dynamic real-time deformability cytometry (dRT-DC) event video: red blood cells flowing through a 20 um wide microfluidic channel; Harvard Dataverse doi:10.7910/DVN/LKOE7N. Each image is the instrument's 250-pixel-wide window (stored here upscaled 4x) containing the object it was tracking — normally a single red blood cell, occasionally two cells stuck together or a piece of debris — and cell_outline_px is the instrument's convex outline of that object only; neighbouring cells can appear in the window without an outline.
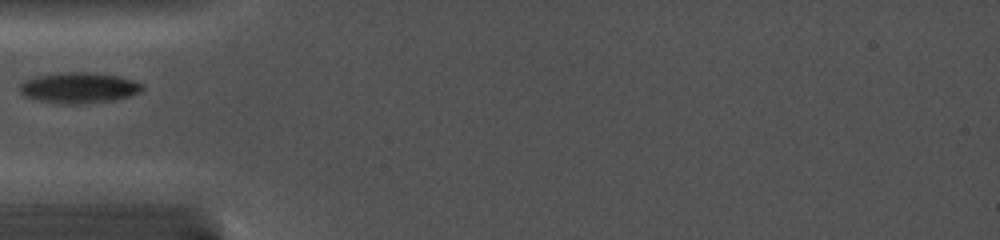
{"species": "common noctule bat (a hibernating species)", "species_latin": "Nyctalus noctula", "temperature_condition": "cold", "stored_images_in_passage": 2, "camera_frame_rate_fps": 5000, "um_per_image_px": 0.085, "animal": {"sex": "female", "body_mass_g": 19.0, "forearm_length_mm": 56.7}, "frame": {"image": 1, "passage_image": 1, "time_ms": 0.0, "image_size_px": [1000, 240], "cell_outline_px": [[144, 88], [140, 92], [128, 96], [112, 100], [80, 104], [56, 104], [36, 100], [24, 96], [20, 92], [20, 84], [24, 80], [36, 76], [64, 72], [88, 72], [120, 76], [144, 84]], "centroid_in_image_um": [6.68, 7.46], "position_along_channel_um": 78.3, "area_um2": 22.08}}
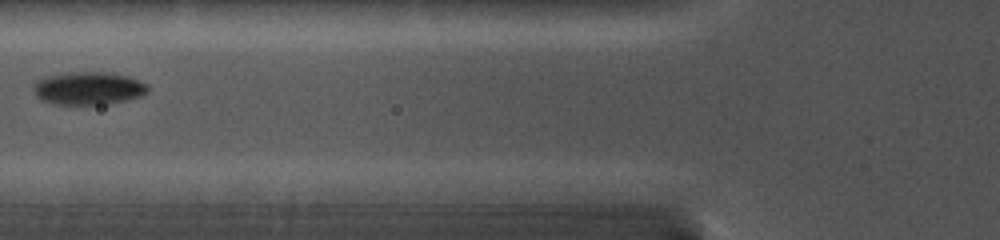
{"frame": {"image": 2, "passage_image": 2, "time_ms": 1.0, "image_size_px": [1000, 240], "cell_outline_px": [[148, 92], [140, 96], [112, 104], [52, 104], [40, 100], [32, 92], [32, 88], [36, 80], [48, 76], [68, 72], [104, 72], [128, 76], [148, 84]], "centroid_in_image_um": [7.48, 7.51], "position_along_channel_um": 118.3, "area_um2": 22.14}}